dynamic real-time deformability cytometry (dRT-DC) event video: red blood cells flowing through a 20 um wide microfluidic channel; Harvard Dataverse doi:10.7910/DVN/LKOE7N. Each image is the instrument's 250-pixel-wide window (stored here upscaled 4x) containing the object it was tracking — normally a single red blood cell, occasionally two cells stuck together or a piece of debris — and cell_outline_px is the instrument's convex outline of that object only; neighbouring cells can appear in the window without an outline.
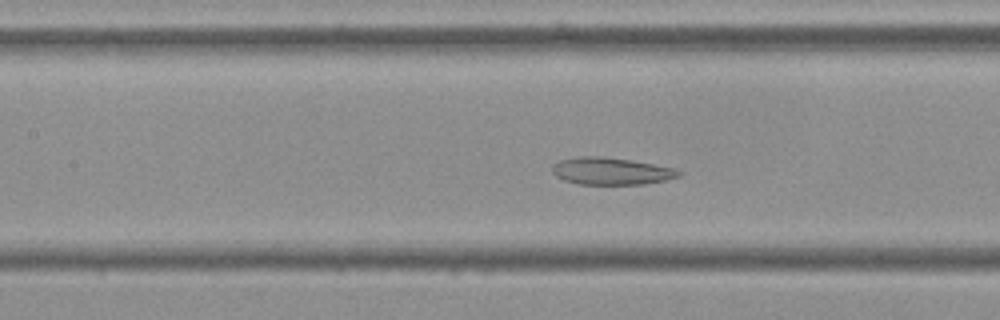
{"species": "Egyptian fruit bat (a non-hibernating species)", "species_latin": "Rousettus aegyptiacus", "temperature_condition": "cold", "stored_images_in_passage": 51, "camera_frame_rate_fps": 3000, "um_per_image_px": 0.085, "frame": {"image": 1, "passage_image": 20, "time_ms": 6.333, "image_size_px": [1000, 320], "cell_outline_px": [[680, 176], [664, 180], [644, 184], [580, 184], [564, 180], [556, 176], [552, 172], [552, 164], [560, 160], [576, 156], [604, 156], [632, 160], [676, 168], [680, 172]], "centroid_in_image_um": [51.92, 14.53], "position_along_channel_um": 155.5, "area_um2": 20.11}}
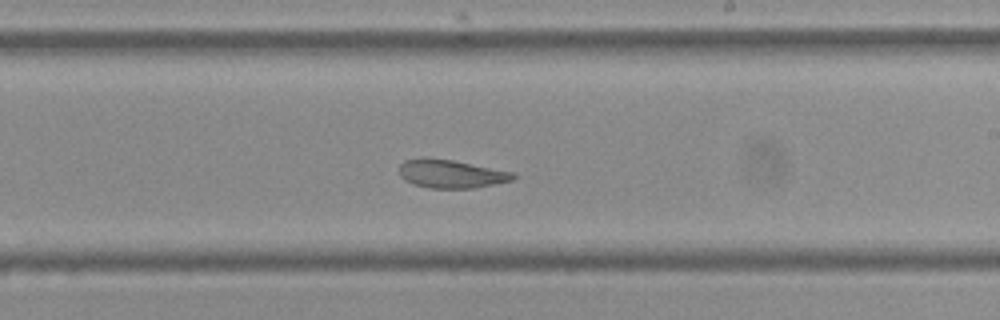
{"frame": {"image": 2, "passage_image": 28, "time_ms": 9.0, "image_size_px": [1000, 320], "cell_outline_px": [[516, 176], [512, 180], [476, 188], [432, 188], [412, 184], [404, 180], [400, 176], [400, 164], [404, 160], [420, 156], [424, 156], [452, 160], [516, 172]], "centroid_in_image_um": [38.32, 14.76], "position_along_channel_um": 250.7, "area_um2": 19.13}}
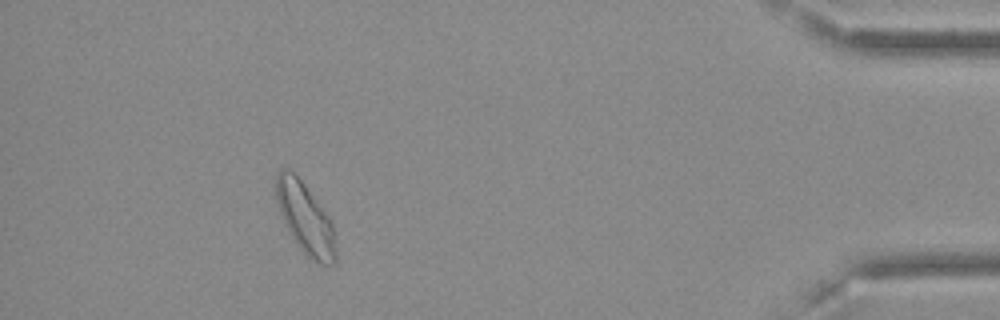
{"frame": {"image": 3, "passage_image": 46, "time_ms": 15.0, "image_size_px": [1000, 320], "cell_outline_px": [[336, 264], [320, 264], [304, 256], [292, 240], [284, 224], [276, 200], [276, 172], [280, 168], [288, 168], [304, 184], [328, 216], [332, 224], [336, 248]], "centroid_in_image_um": [25.92, 18.61], "position_along_channel_um": 409.3, "area_um2": 24.91}, "authors_computed_cell_mechanics": {"area_um2": 21.386, "velocity_mm_per_s": 3.5825, "shape_relaxation_time_tau1_ms": null, "shape_relaxation_time_tau2_ms": 2.9503, "deformation_change_tau1": null, "deformation_change_tau2": 0.0951}}